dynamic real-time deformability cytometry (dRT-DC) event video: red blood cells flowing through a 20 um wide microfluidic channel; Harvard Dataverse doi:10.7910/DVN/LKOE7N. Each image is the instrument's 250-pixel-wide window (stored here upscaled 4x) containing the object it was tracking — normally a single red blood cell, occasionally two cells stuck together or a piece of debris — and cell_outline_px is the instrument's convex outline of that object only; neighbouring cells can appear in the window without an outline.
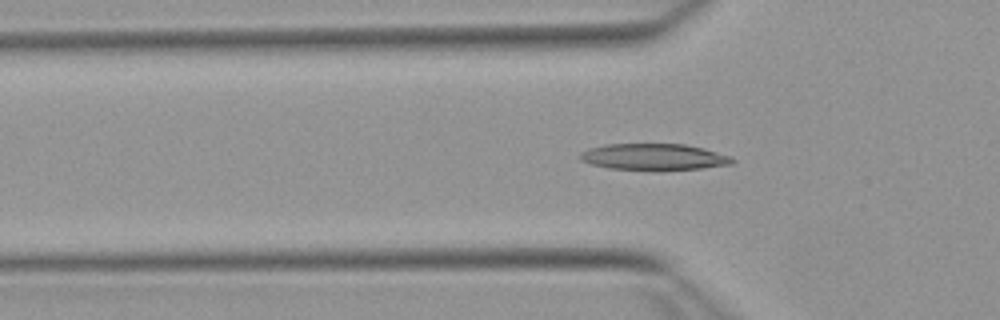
{"species": "Egyptian fruit bat (a non-hibernating species)", "species_latin": "Rousettus aegyptiacus", "temperature_condition": "warm", "stored_images_in_passage": 52, "camera_frame_rate_fps": 3000, "um_per_image_px": 0.085, "animal": {"sex": "female"}, "frame": {"image": 1, "passage_image": 16, "time_ms": 5.0, "image_size_px": [1000, 320], "cell_outline_px": [[736, 160], [732, 164], [700, 168], [608, 168], [592, 164], [580, 160], [580, 152], [588, 148], [604, 144], [684, 144], [704, 148], [732, 156]], "centroid_in_image_um": [55.58, 13.3], "position_along_channel_um": 70.2, "area_um2": 22.77}}
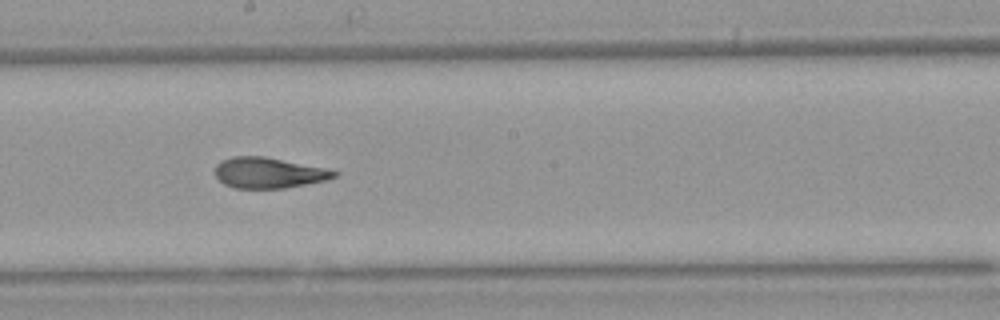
{"frame": {"image": 2, "passage_image": 28, "time_ms": 9.0, "image_size_px": [1000, 320], "cell_outline_px": [[340, 172], [336, 176], [324, 180], [284, 188], [232, 188], [224, 184], [216, 176], [216, 164], [220, 160], [232, 156], [264, 156], [328, 168]], "centroid_in_image_um": [22.82, 14.67], "position_along_channel_um": 225.4, "area_um2": 21.33}}
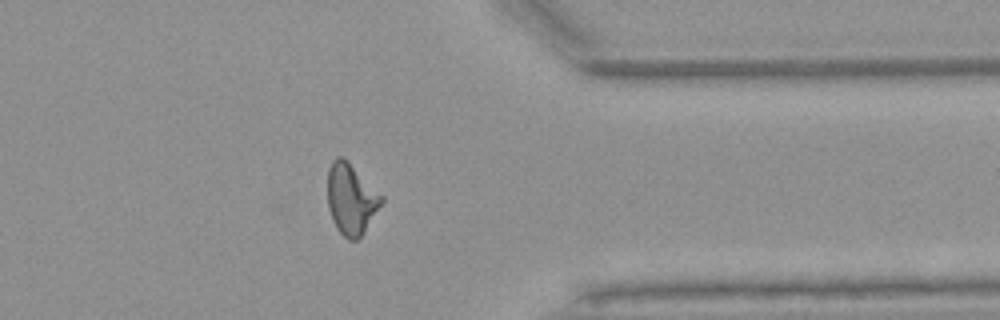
{"frame": {"image": 3, "passage_image": 41, "time_ms": 13.333, "image_size_px": [1000, 320], "cell_outline_px": [[384, 200], [360, 236], [356, 240], [348, 240], [336, 228], [332, 220], [328, 208], [328, 168], [332, 160], [336, 156], [344, 156], [384, 196]], "centroid_in_image_um": [29.83, 16.86], "position_along_channel_um": 381.6, "area_um2": 22.31}, "authors_computed_cell_mechanics": {"area_um2": 21.8195, "velocity_mm_per_s": 3.8777, "shape_relaxation_time_tau1_ms": 5.4363, "shape_relaxation_time_tau2_ms": 1.6481, "deformation_change_tau1": 0.2167, "deformation_change_tau2": 0.1041}}